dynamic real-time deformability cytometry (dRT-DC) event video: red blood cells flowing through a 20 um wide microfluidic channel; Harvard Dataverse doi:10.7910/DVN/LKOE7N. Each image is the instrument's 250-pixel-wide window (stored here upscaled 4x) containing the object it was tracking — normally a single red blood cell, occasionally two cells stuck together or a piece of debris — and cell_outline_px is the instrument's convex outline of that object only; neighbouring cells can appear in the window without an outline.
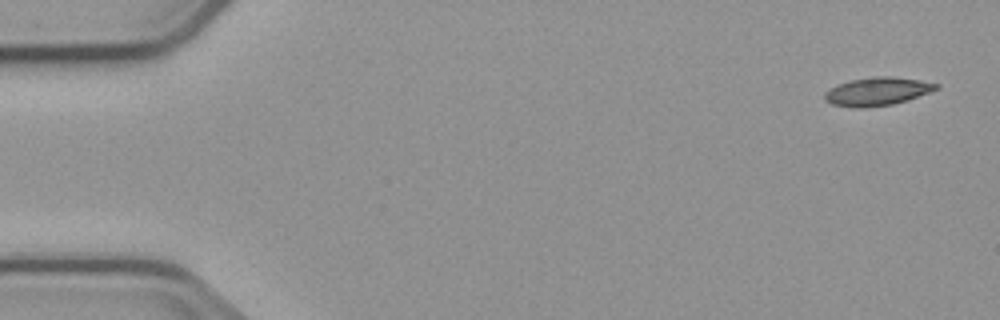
{"species": "common noctule bat (a hibernating species)", "species_latin": "Nyctalus noctula", "temperature_condition": "cold", "stored_images_in_passage": 5, "camera_frame_rate_fps": 3000, "um_per_image_px": 0.085, "animal": {"sex": "male", "body_mass_g": 23.1, "forearm_length_mm": 52.7}, "frame": {"image": 1, "passage_image": 1, "time_ms": 0.0, "image_size_px": [1000, 320], "cell_outline_px": [[940, 88], [908, 100], [892, 104], [860, 108], [832, 104], [824, 100], [824, 92], [836, 84], [852, 80], [872, 76], [892, 76], [920, 80], [940, 84]], "centroid_in_image_um": [74.57, 7.76], "position_along_channel_um": 10.4, "area_um2": 18.38}}
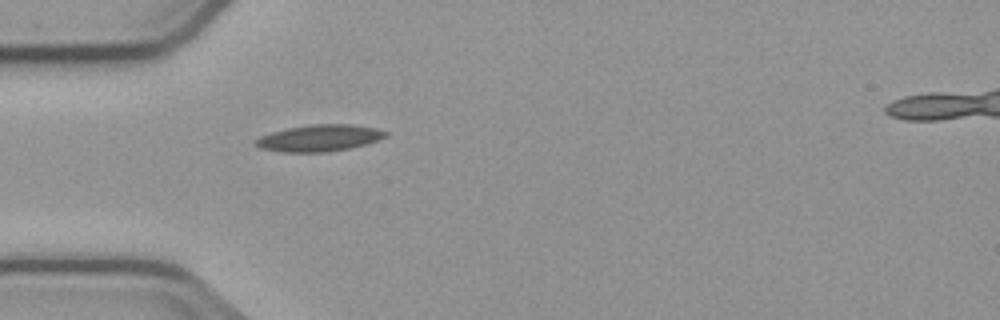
{"frame": {"image": 2, "passage_image": 5, "time_ms": 4.667, "image_size_px": [1000, 320], "cell_outline_px": [[388, 136], [364, 144], [348, 148], [328, 152], [280, 152], [260, 148], [252, 144], [252, 140], [260, 136], [272, 132], [288, 128], [312, 124], [352, 124], [376, 128], [388, 132]], "centroid_in_image_um": [27.09, 11.73], "position_along_channel_um": 57.9, "area_um2": 20.23}}